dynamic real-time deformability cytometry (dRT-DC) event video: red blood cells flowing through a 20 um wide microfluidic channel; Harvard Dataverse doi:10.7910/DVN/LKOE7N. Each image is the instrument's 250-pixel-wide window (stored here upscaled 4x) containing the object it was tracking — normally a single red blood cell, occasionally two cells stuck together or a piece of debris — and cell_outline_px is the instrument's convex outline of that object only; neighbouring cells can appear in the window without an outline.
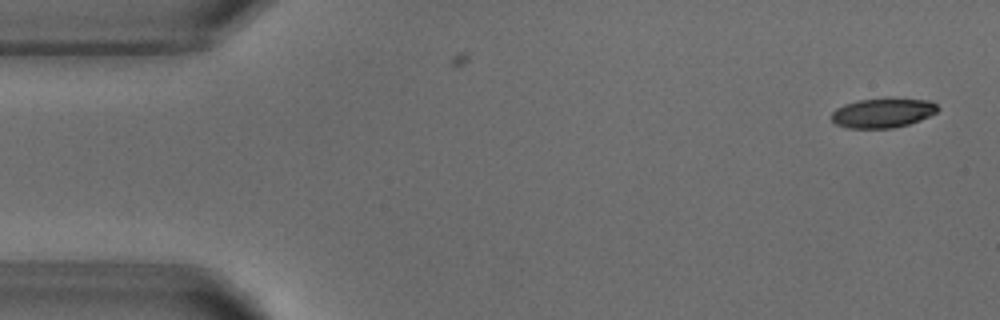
{"species": "common noctule bat (a hibernating species)", "species_latin": "Nyctalus noctula", "temperature_condition": "warm", "stored_images_in_passage": 4, "camera_frame_rate_fps": 3000, "um_per_image_px": 0.085, "animal": {"sex": "male", "body_mass_g": 18.8}, "frame": {"image": 1, "passage_image": 1, "time_ms": 0.0, "image_size_px": [1000, 320], "cell_outline_px": [[940, 108], [936, 112], [920, 120], [908, 124], [892, 128], [848, 128], [836, 124], [832, 120], [832, 112], [836, 108], [844, 104], [860, 100], [928, 100], [936, 104]], "centroid_in_image_um": [75.01, 9.63], "position_along_channel_um": 10.0, "area_um2": 17.69}}